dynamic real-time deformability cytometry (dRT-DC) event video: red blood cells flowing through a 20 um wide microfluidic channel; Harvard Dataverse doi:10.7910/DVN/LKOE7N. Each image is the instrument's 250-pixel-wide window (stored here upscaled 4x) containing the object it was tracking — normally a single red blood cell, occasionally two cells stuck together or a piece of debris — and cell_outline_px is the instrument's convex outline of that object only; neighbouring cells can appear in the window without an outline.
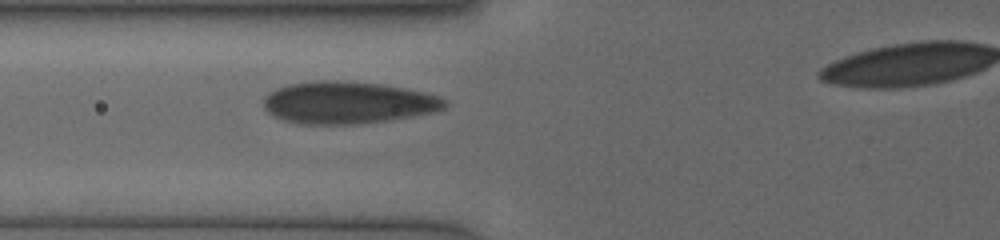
{"species": "human", "species_latin": "Homo sapiens", "temperature_condition": "cold", "stored_images_in_passage": 25, "camera_frame_rate_fps": 3000, "um_per_image_px": 0.085, "donor": {"sex": "female"}, "frame": {"image": 1, "passage_image": 3, "time_ms": 2.0, "image_size_px": [1000, 240], "cell_outline_px": [[448, 104], [444, 108], [432, 112], [384, 120], [348, 124], [304, 124], [284, 120], [268, 112], [264, 108], [264, 96], [268, 92], [276, 88], [288, 84], [316, 80], [336, 80], [380, 84], [404, 88], [424, 92], [440, 96], [448, 100]], "centroid_in_image_um": [29.53, 8.7], "position_along_channel_um": 96.3, "area_um2": 44.16}}
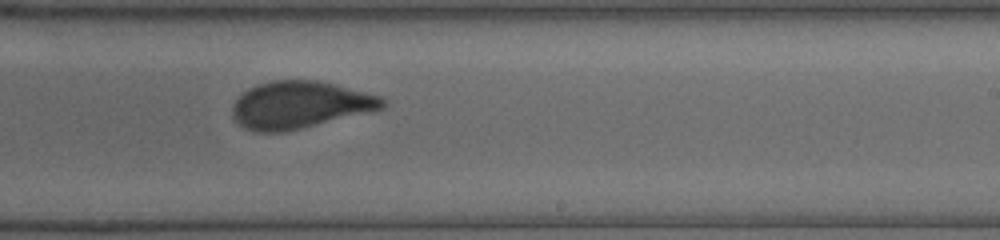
{"frame": {"image": 2, "passage_image": 16, "time_ms": 6.0, "image_size_px": [1000, 240], "cell_outline_px": [[388, 104], [384, 108], [284, 132], [256, 132], [244, 128], [232, 116], [232, 104], [248, 88], [256, 84], [272, 80], [320, 80], [336, 84], [380, 96], [388, 100]], "centroid_in_image_um": [25.48, 8.9], "position_along_channel_um": 263.5, "area_um2": 41.27}}
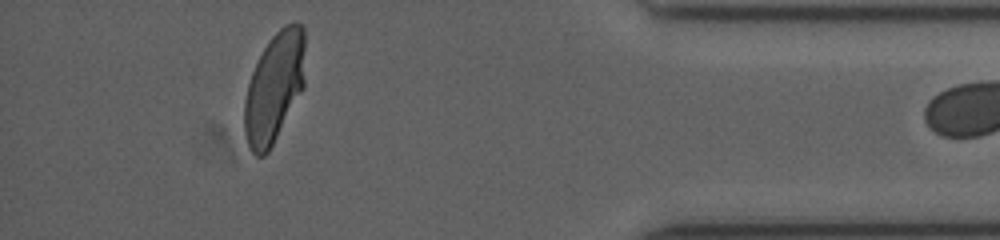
{"frame": {"image": 3, "passage_image": 24, "time_ms": 10.333, "image_size_px": [1000, 240], "cell_outline_px": [[304, 88], [268, 152], [264, 156], [256, 156], [252, 152], [248, 144], [244, 132], [244, 100], [248, 84], [252, 72], [268, 40], [284, 24], [296, 20], [304, 28]], "centroid_in_image_um": [23.32, 7.41], "position_along_channel_um": 411.9, "area_um2": 39.02}}